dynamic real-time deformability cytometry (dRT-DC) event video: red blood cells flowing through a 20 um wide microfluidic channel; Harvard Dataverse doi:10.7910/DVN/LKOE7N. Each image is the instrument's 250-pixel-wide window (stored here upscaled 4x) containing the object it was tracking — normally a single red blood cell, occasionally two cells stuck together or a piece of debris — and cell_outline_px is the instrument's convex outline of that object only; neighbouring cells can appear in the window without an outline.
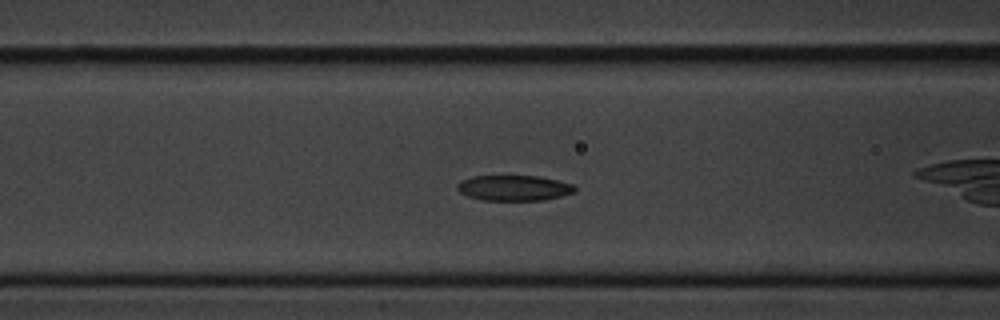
{"species": "common noctule bat (a hibernating species)", "species_latin": "Nyctalus noctula", "temperature_condition": "cold", "stored_images_in_passage": 41, "camera_frame_rate_fps": 3000, "um_per_image_px": 0.085, "animal": {"sex": "male", "body_mass_g": 20.1, "forearm_length_mm": 53.5}, "frame": {"image": 1, "passage_image": 6, "time_ms": 1.667, "image_size_px": [1000, 320], "cell_outline_px": [[576, 188], [572, 192], [560, 196], [540, 200], [480, 200], [468, 196], [460, 192], [456, 188], [456, 184], [460, 180], [472, 176], [540, 176], [572, 184]], "centroid_in_image_um": [43.61, 15.97], "position_along_channel_um": 123.0, "area_um2": 17.34}}
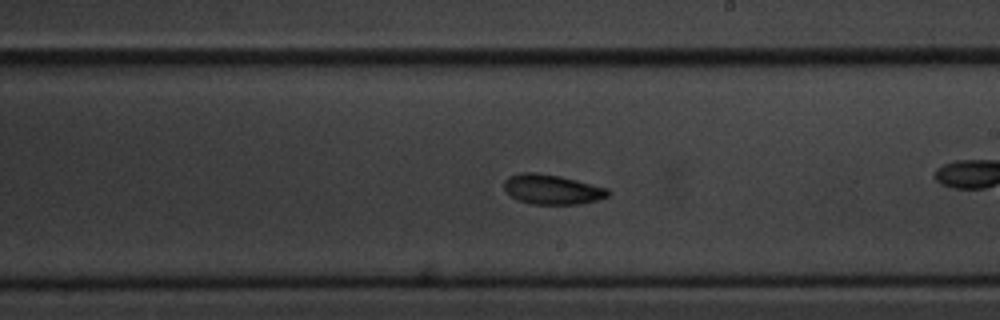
{"frame": {"image": 2, "passage_image": 16, "time_ms": 5.0, "image_size_px": [1000, 320], "cell_outline_px": [[612, 192], [608, 196], [596, 200], [580, 204], [532, 204], [516, 200], [504, 188], [504, 180], [508, 176], [520, 172], [536, 172], [560, 176], [608, 188]], "centroid_in_image_um": [46.92, 16.09], "position_along_channel_um": 242.1, "area_um2": 18.15}}
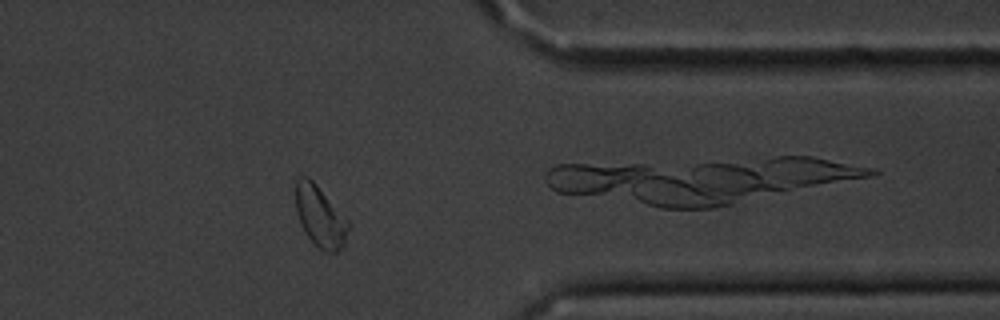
{"frame": {"image": 3, "passage_image": 29, "time_ms": 9.333, "image_size_px": [1000, 320], "cell_outline_px": [[352, 224], [344, 244], [336, 252], [328, 252], [320, 248], [304, 232], [300, 224], [296, 212], [296, 180], [300, 176], [308, 176], [316, 184]], "centroid_in_image_um": [27.22, 18.39], "position_along_channel_um": 384.2, "area_um2": 18.73}, "authors_computed_cell_mechanics": {"area_um2": 18.785, "velocity_mm_per_s": 3.5778, "shape_relaxation_time_tau1_ms": 2.5134, "shape_relaxation_time_tau2_ms": 7.634, "deformation_change_tau1": 0.1009, "deformation_change_tau2": 0.1394}}